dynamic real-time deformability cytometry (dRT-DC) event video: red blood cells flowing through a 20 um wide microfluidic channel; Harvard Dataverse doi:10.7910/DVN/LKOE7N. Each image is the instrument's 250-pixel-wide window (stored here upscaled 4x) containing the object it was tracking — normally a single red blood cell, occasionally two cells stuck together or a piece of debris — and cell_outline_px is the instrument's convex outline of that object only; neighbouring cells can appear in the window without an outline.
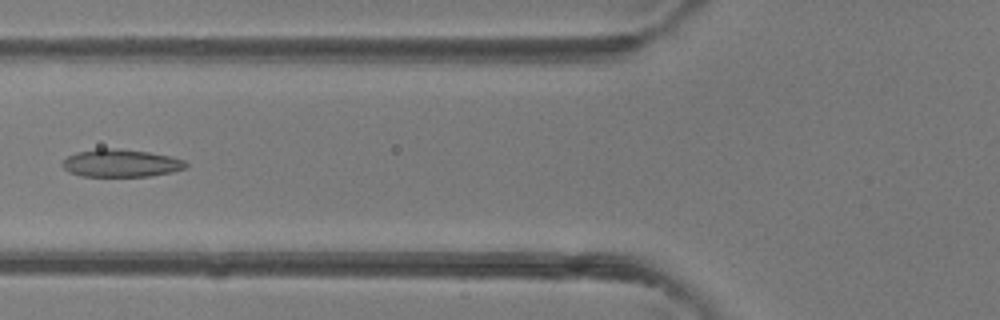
{"species": "common noctule bat (a hibernating species)", "species_latin": "Nyctalus noctula", "temperature_condition": "room temperature", "stored_images_in_passage": 2, "camera_frame_rate_fps": 3000, "um_per_image_px": 0.085, "animal": {"sex": "female"}, "frame": {"image": 1, "passage_image": 2, "time_ms": 1.0, "image_size_px": [1000, 320], "cell_outline_px": [[188, 164], [184, 168], [172, 172], [148, 176], [80, 176], [68, 172], [60, 164], [68, 156], [76, 152], [96, 148], [120, 148], [148, 152], [172, 156], [184, 160]], "centroid_in_image_um": [10.25, 13.86], "position_along_channel_um": 115.5, "area_um2": 20.06}}